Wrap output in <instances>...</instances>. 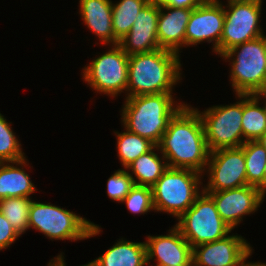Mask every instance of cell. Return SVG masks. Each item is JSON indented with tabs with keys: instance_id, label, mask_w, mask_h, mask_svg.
Masks as SVG:
<instances>
[{
	"instance_id": "e575fe53",
	"label": "cell",
	"mask_w": 266,
	"mask_h": 266,
	"mask_svg": "<svg viewBox=\"0 0 266 266\" xmlns=\"http://www.w3.org/2000/svg\"><path fill=\"white\" fill-rule=\"evenodd\" d=\"M244 266H266V263H262V262H254V263H246Z\"/></svg>"
},
{
	"instance_id": "6da1fadb",
	"label": "cell",
	"mask_w": 266,
	"mask_h": 266,
	"mask_svg": "<svg viewBox=\"0 0 266 266\" xmlns=\"http://www.w3.org/2000/svg\"><path fill=\"white\" fill-rule=\"evenodd\" d=\"M158 147L168 167L204 173L210 150L198 109L184 105L170 120Z\"/></svg>"
},
{
	"instance_id": "ffe728a7",
	"label": "cell",
	"mask_w": 266,
	"mask_h": 266,
	"mask_svg": "<svg viewBox=\"0 0 266 266\" xmlns=\"http://www.w3.org/2000/svg\"><path fill=\"white\" fill-rule=\"evenodd\" d=\"M26 161V159H23L15 162H0V199L11 197L30 198L29 195L37 190L30 180L29 174L23 169L27 165ZM17 165L21 167L19 168Z\"/></svg>"
},
{
	"instance_id": "d4e9b609",
	"label": "cell",
	"mask_w": 266,
	"mask_h": 266,
	"mask_svg": "<svg viewBox=\"0 0 266 266\" xmlns=\"http://www.w3.org/2000/svg\"><path fill=\"white\" fill-rule=\"evenodd\" d=\"M115 134L117 136L118 156L124 169L139 156L147 153L155 146L148 139L130 132L127 129L122 133L116 131Z\"/></svg>"
},
{
	"instance_id": "52a82bcc",
	"label": "cell",
	"mask_w": 266,
	"mask_h": 266,
	"mask_svg": "<svg viewBox=\"0 0 266 266\" xmlns=\"http://www.w3.org/2000/svg\"><path fill=\"white\" fill-rule=\"evenodd\" d=\"M178 221L175 226L192 248L223 239L232 230L219 216L213 198L203 190Z\"/></svg>"
},
{
	"instance_id": "e0dca14e",
	"label": "cell",
	"mask_w": 266,
	"mask_h": 266,
	"mask_svg": "<svg viewBox=\"0 0 266 266\" xmlns=\"http://www.w3.org/2000/svg\"><path fill=\"white\" fill-rule=\"evenodd\" d=\"M167 12H165V11ZM164 11V12H163ZM192 9L160 5L157 23L159 47L179 55L185 46V34Z\"/></svg>"
},
{
	"instance_id": "836d02e7",
	"label": "cell",
	"mask_w": 266,
	"mask_h": 266,
	"mask_svg": "<svg viewBox=\"0 0 266 266\" xmlns=\"http://www.w3.org/2000/svg\"><path fill=\"white\" fill-rule=\"evenodd\" d=\"M257 141L266 149V131Z\"/></svg>"
},
{
	"instance_id": "d6a6232c",
	"label": "cell",
	"mask_w": 266,
	"mask_h": 266,
	"mask_svg": "<svg viewBox=\"0 0 266 266\" xmlns=\"http://www.w3.org/2000/svg\"><path fill=\"white\" fill-rule=\"evenodd\" d=\"M228 3H237V2H250V3H262V0H227Z\"/></svg>"
},
{
	"instance_id": "4dcf8cb0",
	"label": "cell",
	"mask_w": 266,
	"mask_h": 266,
	"mask_svg": "<svg viewBox=\"0 0 266 266\" xmlns=\"http://www.w3.org/2000/svg\"><path fill=\"white\" fill-rule=\"evenodd\" d=\"M159 5L170 6L174 8H196L203 0H154Z\"/></svg>"
},
{
	"instance_id": "8d00e7d4",
	"label": "cell",
	"mask_w": 266,
	"mask_h": 266,
	"mask_svg": "<svg viewBox=\"0 0 266 266\" xmlns=\"http://www.w3.org/2000/svg\"><path fill=\"white\" fill-rule=\"evenodd\" d=\"M259 98H261V97H263L264 96V98L266 99V91H263V92H260V93H258V94H256ZM265 107H266V101H265Z\"/></svg>"
},
{
	"instance_id": "ba28073f",
	"label": "cell",
	"mask_w": 266,
	"mask_h": 266,
	"mask_svg": "<svg viewBox=\"0 0 266 266\" xmlns=\"http://www.w3.org/2000/svg\"><path fill=\"white\" fill-rule=\"evenodd\" d=\"M240 101L225 106H212L199 111L205 139L210 152L223 148H237L244 144L242 130V94Z\"/></svg>"
},
{
	"instance_id": "277c9868",
	"label": "cell",
	"mask_w": 266,
	"mask_h": 266,
	"mask_svg": "<svg viewBox=\"0 0 266 266\" xmlns=\"http://www.w3.org/2000/svg\"><path fill=\"white\" fill-rule=\"evenodd\" d=\"M221 57L232 60L230 77L236 95L266 91V35L237 45Z\"/></svg>"
},
{
	"instance_id": "7a4b0ae2",
	"label": "cell",
	"mask_w": 266,
	"mask_h": 266,
	"mask_svg": "<svg viewBox=\"0 0 266 266\" xmlns=\"http://www.w3.org/2000/svg\"><path fill=\"white\" fill-rule=\"evenodd\" d=\"M179 55L162 48L129 55L126 98L145 94L172 93L181 80Z\"/></svg>"
},
{
	"instance_id": "ac0fdd59",
	"label": "cell",
	"mask_w": 266,
	"mask_h": 266,
	"mask_svg": "<svg viewBox=\"0 0 266 266\" xmlns=\"http://www.w3.org/2000/svg\"><path fill=\"white\" fill-rule=\"evenodd\" d=\"M80 13L85 25L99 37L102 44H119L112 28L111 0H80Z\"/></svg>"
},
{
	"instance_id": "f1b7e54d",
	"label": "cell",
	"mask_w": 266,
	"mask_h": 266,
	"mask_svg": "<svg viewBox=\"0 0 266 266\" xmlns=\"http://www.w3.org/2000/svg\"><path fill=\"white\" fill-rule=\"evenodd\" d=\"M133 174L126 170H117L107 181V194L112 200L121 202L135 186Z\"/></svg>"
},
{
	"instance_id": "74e56055",
	"label": "cell",
	"mask_w": 266,
	"mask_h": 266,
	"mask_svg": "<svg viewBox=\"0 0 266 266\" xmlns=\"http://www.w3.org/2000/svg\"><path fill=\"white\" fill-rule=\"evenodd\" d=\"M167 266H194L193 264L167 265Z\"/></svg>"
},
{
	"instance_id": "484cf974",
	"label": "cell",
	"mask_w": 266,
	"mask_h": 266,
	"mask_svg": "<svg viewBox=\"0 0 266 266\" xmlns=\"http://www.w3.org/2000/svg\"><path fill=\"white\" fill-rule=\"evenodd\" d=\"M31 199L27 197L0 199V212L19 235L28 229Z\"/></svg>"
},
{
	"instance_id": "4fadbf2b",
	"label": "cell",
	"mask_w": 266,
	"mask_h": 266,
	"mask_svg": "<svg viewBox=\"0 0 266 266\" xmlns=\"http://www.w3.org/2000/svg\"><path fill=\"white\" fill-rule=\"evenodd\" d=\"M253 249L242 236L225 238L192 248L194 266H244Z\"/></svg>"
},
{
	"instance_id": "30bf717a",
	"label": "cell",
	"mask_w": 266,
	"mask_h": 266,
	"mask_svg": "<svg viewBox=\"0 0 266 266\" xmlns=\"http://www.w3.org/2000/svg\"><path fill=\"white\" fill-rule=\"evenodd\" d=\"M224 8V25L220 39V56L229 49L249 40L263 36L258 25L262 3H228Z\"/></svg>"
},
{
	"instance_id": "8992f818",
	"label": "cell",
	"mask_w": 266,
	"mask_h": 266,
	"mask_svg": "<svg viewBox=\"0 0 266 266\" xmlns=\"http://www.w3.org/2000/svg\"><path fill=\"white\" fill-rule=\"evenodd\" d=\"M201 175L190 169L168 167L151 187L155 211L169 213L178 219L200 194Z\"/></svg>"
},
{
	"instance_id": "d6986e66",
	"label": "cell",
	"mask_w": 266,
	"mask_h": 266,
	"mask_svg": "<svg viewBox=\"0 0 266 266\" xmlns=\"http://www.w3.org/2000/svg\"><path fill=\"white\" fill-rule=\"evenodd\" d=\"M146 243L119 239L102 256L84 266H146Z\"/></svg>"
},
{
	"instance_id": "f546056e",
	"label": "cell",
	"mask_w": 266,
	"mask_h": 266,
	"mask_svg": "<svg viewBox=\"0 0 266 266\" xmlns=\"http://www.w3.org/2000/svg\"><path fill=\"white\" fill-rule=\"evenodd\" d=\"M20 235L0 212V250L8 248Z\"/></svg>"
},
{
	"instance_id": "5bb4252c",
	"label": "cell",
	"mask_w": 266,
	"mask_h": 266,
	"mask_svg": "<svg viewBox=\"0 0 266 266\" xmlns=\"http://www.w3.org/2000/svg\"><path fill=\"white\" fill-rule=\"evenodd\" d=\"M206 193L213 198L219 216L232 230L243 221V216L257 211L265 197L259 188L250 185Z\"/></svg>"
},
{
	"instance_id": "3957f363",
	"label": "cell",
	"mask_w": 266,
	"mask_h": 266,
	"mask_svg": "<svg viewBox=\"0 0 266 266\" xmlns=\"http://www.w3.org/2000/svg\"><path fill=\"white\" fill-rule=\"evenodd\" d=\"M172 94H145L126 98L121 114L124 127L158 146L170 120L185 105H175Z\"/></svg>"
},
{
	"instance_id": "1f68e13d",
	"label": "cell",
	"mask_w": 266,
	"mask_h": 266,
	"mask_svg": "<svg viewBox=\"0 0 266 266\" xmlns=\"http://www.w3.org/2000/svg\"><path fill=\"white\" fill-rule=\"evenodd\" d=\"M63 258H64V256L61 253L60 255L55 257V259H52L48 265L49 266H66ZM82 266H84V265H82Z\"/></svg>"
},
{
	"instance_id": "9a60e30c",
	"label": "cell",
	"mask_w": 266,
	"mask_h": 266,
	"mask_svg": "<svg viewBox=\"0 0 266 266\" xmlns=\"http://www.w3.org/2000/svg\"><path fill=\"white\" fill-rule=\"evenodd\" d=\"M159 10L160 5L151 0L137 14L131 30L119 42L127 55L150 52L160 48L157 38Z\"/></svg>"
},
{
	"instance_id": "44dd1931",
	"label": "cell",
	"mask_w": 266,
	"mask_h": 266,
	"mask_svg": "<svg viewBox=\"0 0 266 266\" xmlns=\"http://www.w3.org/2000/svg\"><path fill=\"white\" fill-rule=\"evenodd\" d=\"M256 94H242L243 141H257L266 131V107Z\"/></svg>"
},
{
	"instance_id": "d590c367",
	"label": "cell",
	"mask_w": 266,
	"mask_h": 266,
	"mask_svg": "<svg viewBox=\"0 0 266 266\" xmlns=\"http://www.w3.org/2000/svg\"><path fill=\"white\" fill-rule=\"evenodd\" d=\"M264 194H266V164L264 167Z\"/></svg>"
},
{
	"instance_id": "cb8c5ba5",
	"label": "cell",
	"mask_w": 266,
	"mask_h": 266,
	"mask_svg": "<svg viewBox=\"0 0 266 266\" xmlns=\"http://www.w3.org/2000/svg\"><path fill=\"white\" fill-rule=\"evenodd\" d=\"M151 0H121L112 3V28L115 37L120 41L132 28L137 14Z\"/></svg>"
},
{
	"instance_id": "7402d4cb",
	"label": "cell",
	"mask_w": 266,
	"mask_h": 266,
	"mask_svg": "<svg viewBox=\"0 0 266 266\" xmlns=\"http://www.w3.org/2000/svg\"><path fill=\"white\" fill-rule=\"evenodd\" d=\"M156 149L159 151V147L154 146L150 151L139 156L126 168V170H131L136 176V180H134L135 185L152 187L168 168L164 156L162 155L161 159L154 152Z\"/></svg>"
},
{
	"instance_id": "83f0119b",
	"label": "cell",
	"mask_w": 266,
	"mask_h": 266,
	"mask_svg": "<svg viewBox=\"0 0 266 266\" xmlns=\"http://www.w3.org/2000/svg\"><path fill=\"white\" fill-rule=\"evenodd\" d=\"M128 210L134 214H146L154 209L152 188L135 185L123 199Z\"/></svg>"
},
{
	"instance_id": "2e32d148",
	"label": "cell",
	"mask_w": 266,
	"mask_h": 266,
	"mask_svg": "<svg viewBox=\"0 0 266 266\" xmlns=\"http://www.w3.org/2000/svg\"><path fill=\"white\" fill-rule=\"evenodd\" d=\"M167 235L148 236L146 240L147 264L156 257V266L193 264L192 247L174 226Z\"/></svg>"
},
{
	"instance_id": "5b68a950",
	"label": "cell",
	"mask_w": 266,
	"mask_h": 266,
	"mask_svg": "<svg viewBox=\"0 0 266 266\" xmlns=\"http://www.w3.org/2000/svg\"><path fill=\"white\" fill-rule=\"evenodd\" d=\"M28 229L34 228L46 237L57 240H83L100 233L98 225L76 213L32 200L29 210Z\"/></svg>"
},
{
	"instance_id": "7c38bea8",
	"label": "cell",
	"mask_w": 266,
	"mask_h": 266,
	"mask_svg": "<svg viewBox=\"0 0 266 266\" xmlns=\"http://www.w3.org/2000/svg\"><path fill=\"white\" fill-rule=\"evenodd\" d=\"M220 0H203L192 9L185 34V46L200 42L213 43V52L220 55V39L225 20ZM215 43V44H214Z\"/></svg>"
},
{
	"instance_id": "603a6c76",
	"label": "cell",
	"mask_w": 266,
	"mask_h": 266,
	"mask_svg": "<svg viewBox=\"0 0 266 266\" xmlns=\"http://www.w3.org/2000/svg\"><path fill=\"white\" fill-rule=\"evenodd\" d=\"M241 148L244 151L247 184L259 188L264 193L266 149L258 141H247Z\"/></svg>"
},
{
	"instance_id": "8fae6325",
	"label": "cell",
	"mask_w": 266,
	"mask_h": 266,
	"mask_svg": "<svg viewBox=\"0 0 266 266\" xmlns=\"http://www.w3.org/2000/svg\"><path fill=\"white\" fill-rule=\"evenodd\" d=\"M209 180L205 192H217L247 184L244 151L241 147L223 148L210 152L207 162Z\"/></svg>"
},
{
	"instance_id": "9c48e42d",
	"label": "cell",
	"mask_w": 266,
	"mask_h": 266,
	"mask_svg": "<svg viewBox=\"0 0 266 266\" xmlns=\"http://www.w3.org/2000/svg\"><path fill=\"white\" fill-rule=\"evenodd\" d=\"M111 50L93 59L83 69V79L92 89L115 97L126 92L128 83L129 55L119 44L111 45Z\"/></svg>"
},
{
	"instance_id": "4316f807",
	"label": "cell",
	"mask_w": 266,
	"mask_h": 266,
	"mask_svg": "<svg viewBox=\"0 0 266 266\" xmlns=\"http://www.w3.org/2000/svg\"><path fill=\"white\" fill-rule=\"evenodd\" d=\"M10 124L0 113V162H15L25 159L21 144Z\"/></svg>"
}]
</instances>
